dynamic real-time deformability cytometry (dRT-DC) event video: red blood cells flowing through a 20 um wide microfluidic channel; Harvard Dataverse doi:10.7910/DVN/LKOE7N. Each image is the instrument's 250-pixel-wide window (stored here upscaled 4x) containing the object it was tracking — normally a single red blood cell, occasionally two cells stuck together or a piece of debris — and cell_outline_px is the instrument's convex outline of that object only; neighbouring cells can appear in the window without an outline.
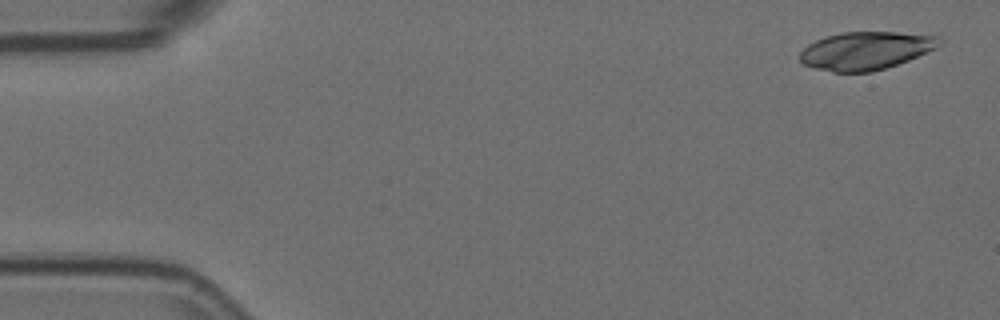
{"species": "Egyptian fruit bat (a non-hibernating species)", "species_latin": "Rousettus aegyptiacus", "temperature_condition": "room temperature", "stored_images_in_passage": 4, "camera_frame_rate_fps": 3000, "um_per_image_px": 0.085, "animal": {"sex": "female"}, "frame": {"image": 1, "passage_image": 1, "time_ms": 0.0, "image_size_px": [1000, 320], "cell_outline_px": [[944, 40], [936, 48], [908, 60], [872, 72], [832, 72], [816, 68], [804, 64], [800, 60], [800, 52], [808, 44], [824, 36], [840, 32], [896, 32], [940, 36]], "centroid_in_image_um": [73.59, 4.29], "position_along_channel_um": 11.4, "area_um2": 30.87}}
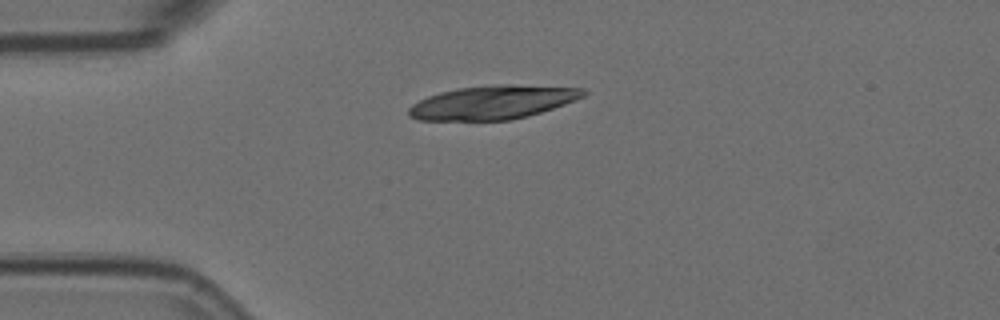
{"frame": {"image": 2, "passage_image": 4, "time_ms": 1.0, "image_size_px": [1000, 320], "cell_outline_px": [[588, 92], [584, 96], [564, 104], [528, 116], [512, 120], [416, 120], [408, 116], [408, 108], [412, 104], [428, 96], [440, 92], [456, 88], [496, 84], [508, 84], [584, 88]], "centroid_in_image_um": [41.86, 8.7], "position_along_channel_um": 43.1, "area_um2": 34.33}}